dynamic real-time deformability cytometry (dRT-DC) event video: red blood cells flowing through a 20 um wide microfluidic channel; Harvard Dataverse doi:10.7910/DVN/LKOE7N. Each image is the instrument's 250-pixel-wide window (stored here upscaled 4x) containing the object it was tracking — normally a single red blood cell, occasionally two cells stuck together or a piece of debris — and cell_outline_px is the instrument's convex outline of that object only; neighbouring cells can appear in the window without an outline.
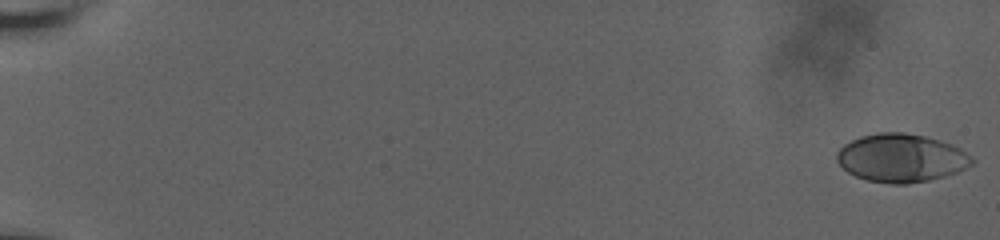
{"species": "human", "species_latin": "Homo sapiens", "temperature_condition": "room temperature", "stored_images_in_passage": 26, "camera_frame_rate_fps": 3000, "um_per_image_px": 0.085, "donor": {"sex": "male"}, "frame": {"image": 1, "passage_image": 1, "time_ms": 0.0, "image_size_px": [1000, 240], "cell_outline_px": [[976, 160], [972, 164], [956, 172], [944, 176], [928, 180], [908, 184], [892, 184], [868, 180], [856, 176], [848, 172], [836, 160], [836, 152], [844, 144], [860, 136], [876, 132], [904, 132], [924, 136], [940, 140], [952, 144], [960, 148], [972, 156]], "centroid_in_image_um": [76.6, 13.42], "position_along_channel_um": 8.4, "area_um2": 38.03}}
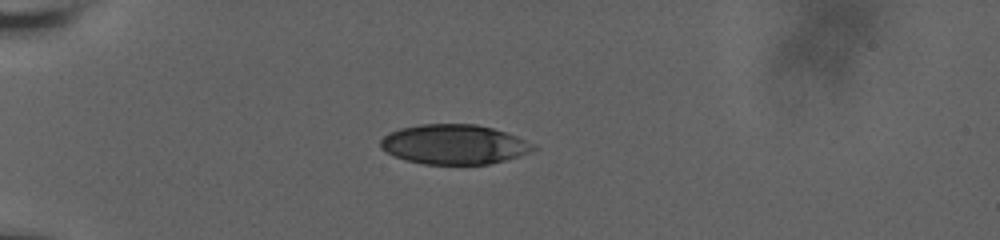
{"frame": {"image": 2, "passage_image": 18, "time_ms": 6.0, "image_size_px": [1000, 240], "cell_outline_px": [[540, 148], [532, 152], [504, 160], [488, 164], [424, 164], [404, 160], [380, 148], [380, 140], [384, 136], [400, 128], [420, 124], [476, 124], [492, 128], [516, 136], [536, 144]], "centroid_in_image_um": [38.63, 12.27], "position_along_channel_um": 46.4, "area_um2": 35.37}}
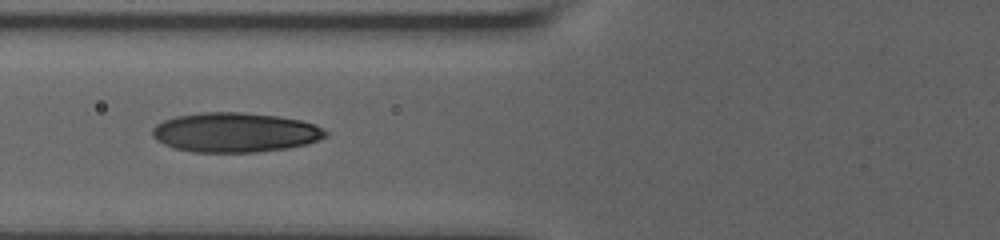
{"frame": {"image": 3, "passage_image": 25, "time_ms": 8.667, "image_size_px": [1000, 240], "cell_outline_px": [[328, 136], [320, 140], [308, 144], [288, 148], [256, 152], [192, 152], [176, 148], [164, 144], [156, 140], [152, 136], [152, 128], [156, 124], [164, 120], [176, 116], [200, 112], [244, 112], [276, 116], [300, 120], [312, 124], [328, 132]], "centroid_in_image_um": [19.97, 11.25], "position_along_channel_um": 105.8, "area_um2": 40.06}}